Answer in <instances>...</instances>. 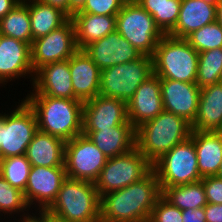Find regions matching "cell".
<instances>
[{
    "mask_svg": "<svg viewBox=\"0 0 222 222\" xmlns=\"http://www.w3.org/2000/svg\"><path fill=\"white\" fill-rule=\"evenodd\" d=\"M29 213L27 212L26 214L24 213L23 215H22V217L23 218H19V220L21 219V221H19V222H30V217L32 216V215H28ZM25 215V216H24Z\"/></svg>",
    "mask_w": 222,
    "mask_h": 222,
    "instance_id": "obj_45",
    "label": "cell"
},
{
    "mask_svg": "<svg viewBox=\"0 0 222 222\" xmlns=\"http://www.w3.org/2000/svg\"><path fill=\"white\" fill-rule=\"evenodd\" d=\"M185 39L198 53L222 48V27L214 21L193 31Z\"/></svg>",
    "mask_w": 222,
    "mask_h": 222,
    "instance_id": "obj_33",
    "label": "cell"
},
{
    "mask_svg": "<svg viewBox=\"0 0 222 222\" xmlns=\"http://www.w3.org/2000/svg\"><path fill=\"white\" fill-rule=\"evenodd\" d=\"M153 74L152 57L146 55L105 68L100 70L99 95L128 103L138 87Z\"/></svg>",
    "mask_w": 222,
    "mask_h": 222,
    "instance_id": "obj_7",
    "label": "cell"
},
{
    "mask_svg": "<svg viewBox=\"0 0 222 222\" xmlns=\"http://www.w3.org/2000/svg\"><path fill=\"white\" fill-rule=\"evenodd\" d=\"M216 176L222 179V162H221L219 171H218V173L216 174Z\"/></svg>",
    "mask_w": 222,
    "mask_h": 222,
    "instance_id": "obj_47",
    "label": "cell"
},
{
    "mask_svg": "<svg viewBox=\"0 0 222 222\" xmlns=\"http://www.w3.org/2000/svg\"><path fill=\"white\" fill-rule=\"evenodd\" d=\"M33 73V74H32ZM31 64V46L21 40L0 34V83L26 77L34 78Z\"/></svg>",
    "mask_w": 222,
    "mask_h": 222,
    "instance_id": "obj_19",
    "label": "cell"
},
{
    "mask_svg": "<svg viewBox=\"0 0 222 222\" xmlns=\"http://www.w3.org/2000/svg\"><path fill=\"white\" fill-rule=\"evenodd\" d=\"M40 2L61 9L69 16V0H39Z\"/></svg>",
    "mask_w": 222,
    "mask_h": 222,
    "instance_id": "obj_41",
    "label": "cell"
},
{
    "mask_svg": "<svg viewBox=\"0 0 222 222\" xmlns=\"http://www.w3.org/2000/svg\"><path fill=\"white\" fill-rule=\"evenodd\" d=\"M107 159L84 134L77 135L65 144L64 166L68 178L95 183Z\"/></svg>",
    "mask_w": 222,
    "mask_h": 222,
    "instance_id": "obj_11",
    "label": "cell"
},
{
    "mask_svg": "<svg viewBox=\"0 0 222 222\" xmlns=\"http://www.w3.org/2000/svg\"><path fill=\"white\" fill-rule=\"evenodd\" d=\"M77 51L75 26L70 18L58 29L33 40L31 45L33 71L48 63L67 60Z\"/></svg>",
    "mask_w": 222,
    "mask_h": 222,
    "instance_id": "obj_12",
    "label": "cell"
},
{
    "mask_svg": "<svg viewBox=\"0 0 222 222\" xmlns=\"http://www.w3.org/2000/svg\"><path fill=\"white\" fill-rule=\"evenodd\" d=\"M47 210L69 222H100V196L95 183L67 177Z\"/></svg>",
    "mask_w": 222,
    "mask_h": 222,
    "instance_id": "obj_5",
    "label": "cell"
},
{
    "mask_svg": "<svg viewBox=\"0 0 222 222\" xmlns=\"http://www.w3.org/2000/svg\"><path fill=\"white\" fill-rule=\"evenodd\" d=\"M108 157L123 155L136 147V129L124 123L98 131H82Z\"/></svg>",
    "mask_w": 222,
    "mask_h": 222,
    "instance_id": "obj_21",
    "label": "cell"
},
{
    "mask_svg": "<svg viewBox=\"0 0 222 222\" xmlns=\"http://www.w3.org/2000/svg\"><path fill=\"white\" fill-rule=\"evenodd\" d=\"M24 100L35 112L38 130L65 142L82 134L84 102L81 100L50 96H27Z\"/></svg>",
    "mask_w": 222,
    "mask_h": 222,
    "instance_id": "obj_2",
    "label": "cell"
},
{
    "mask_svg": "<svg viewBox=\"0 0 222 222\" xmlns=\"http://www.w3.org/2000/svg\"><path fill=\"white\" fill-rule=\"evenodd\" d=\"M116 31L140 53L150 57L164 36L154 18L135 0H128L117 14Z\"/></svg>",
    "mask_w": 222,
    "mask_h": 222,
    "instance_id": "obj_6",
    "label": "cell"
},
{
    "mask_svg": "<svg viewBox=\"0 0 222 222\" xmlns=\"http://www.w3.org/2000/svg\"><path fill=\"white\" fill-rule=\"evenodd\" d=\"M163 108L185 118L191 124L197 113L200 90L196 83L160 79Z\"/></svg>",
    "mask_w": 222,
    "mask_h": 222,
    "instance_id": "obj_17",
    "label": "cell"
},
{
    "mask_svg": "<svg viewBox=\"0 0 222 222\" xmlns=\"http://www.w3.org/2000/svg\"><path fill=\"white\" fill-rule=\"evenodd\" d=\"M34 92L27 96H50L79 100L74 96L69 59L48 63L37 69L32 81Z\"/></svg>",
    "mask_w": 222,
    "mask_h": 222,
    "instance_id": "obj_15",
    "label": "cell"
},
{
    "mask_svg": "<svg viewBox=\"0 0 222 222\" xmlns=\"http://www.w3.org/2000/svg\"><path fill=\"white\" fill-rule=\"evenodd\" d=\"M216 21L222 27V0H219L216 5Z\"/></svg>",
    "mask_w": 222,
    "mask_h": 222,
    "instance_id": "obj_44",
    "label": "cell"
},
{
    "mask_svg": "<svg viewBox=\"0 0 222 222\" xmlns=\"http://www.w3.org/2000/svg\"><path fill=\"white\" fill-rule=\"evenodd\" d=\"M28 208V209H27ZM29 207L24 192L14 188L0 175V214L12 215L13 213L24 212L29 210ZM27 209V210H26Z\"/></svg>",
    "mask_w": 222,
    "mask_h": 222,
    "instance_id": "obj_34",
    "label": "cell"
},
{
    "mask_svg": "<svg viewBox=\"0 0 222 222\" xmlns=\"http://www.w3.org/2000/svg\"><path fill=\"white\" fill-rule=\"evenodd\" d=\"M191 132V123L185 118L163 110L136 128V147L153 165L175 145L189 138Z\"/></svg>",
    "mask_w": 222,
    "mask_h": 222,
    "instance_id": "obj_3",
    "label": "cell"
},
{
    "mask_svg": "<svg viewBox=\"0 0 222 222\" xmlns=\"http://www.w3.org/2000/svg\"><path fill=\"white\" fill-rule=\"evenodd\" d=\"M38 216L35 214L32 216L36 222H69L68 220L61 218L47 209H38Z\"/></svg>",
    "mask_w": 222,
    "mask_h": 222,
    "instance_id": "obj_40",
    "label": "cell"
},
{
    "mask_svg": "<svg viewBox=\"0 0 222 222\" xmlns=\"http://www.w3.org/2000/svg\"><path fill=\"white\" fill-rule=\"evenodd\" d=\"M201 177L215 176L222 162V131H192Z\"/></svg>",
    "mask_w": 222,
    "mask_h": 222,
    "instance_id": "obj_23",
    "label": "cell"
},
{
    "mask_svg": "<svg viewBox=\"0 0 222 222\" xmlns=\"http://www.w3.org/2000/svg\"><path fill=\"white\" fill-rule=\"evenodd\" d=\"M128 0H86L83 8L77 13L117 16Z\"/></svg>",
    "mask_w": 222,
    "mask_h": 222,
    "instance_id": "obj_36",
    "label": "cell"
},
{
    "mask_svg": "<svg viewBox=\"0 0 222 222\" xmlns=\"http://www.w3.org/2000/svg\"><path fill=\"white\" fill-rule=\"evenodd\" d=\"M30 222H36V220L31 216L30 217Z\"/></svg>",
    "mask_w": 222,
    "mask_h": 222,
    "instance_id": "obj_48",
    "label": "cell"
},
{
    "mask_svg": "<svg viewBox=\"0 0 222 222\" xmlns=\"http://www.w3.org/2000/svg\"><path fill=\"white\" fill-rule=\"evenodd\" d=\"M182 222H206L204 207L182 210Z\"/></svg>",
    "mask_w": 222,
    "mask_h": 222,
    "instance_id": "obj_39",
    "label": "cell"
},
{
    "mask_svg": "<svg viewBox=\"0 0 222 222\" xmlns=\"http://www.w3.org/2000/svg\"><path fill=\"white\" fill-rule=\"evenodd\" d=\"M24 3L29 9L32 40L58 29L70 19L61 9L39 0H25Z\"/></svg>",
    "mask_w": 222,
    "mask_h": 222,
    "instance_id": "obj_27",
    "label": "cell"
},
{
    "mask_svg": "<svg viewBox=\"0 0 222 222\" xmlns=\"http://www.w3.org/2000/svg\"><path fill=\"white\" fill-rule=\"evenodd\" d=\"M37 130L35 112L24 99L10 114L0 113V159L24 155Z\"/></svg>",
    "mask_w": 222,
    "mask_h": 222,
    "instance_id": "obj_9",
    "label": "cell"
},
{
    "mask_svg": "<svg viewBox=\"0 0 222 222\" xmlns=\"http://www.w3.org/2000/svg\"><path fill=\"white\" fill-rule=\"evenodd\" d=\"M204 212L206 222H222V204L207 203Z\"/></svg>",
    "mask_w": 222,
    "mask_h": 222,
    "instance_id": "obj_38",
    "label": "cell"
},
{
    "mask_svg": "<svg viewBox=\"0 0 222 222\" xmlns=\"http://www.w3.org/2000/svg\"><path fill=\"white\" fill-rule=\"evenodd\" d=\"M161 191L165 187L188 184L202 179L191 137L175 145L153 164Z\"/></svg>",
    "mask_w": 222,
    "mask_h": 222,
    "instance_id": "obj_10",
    "label": "cell"
},
{
    "mask_svg": "<svg viewBox=\"0 0 222 222\" xmlns=\"http://www.w3.org/2000/svg\"><path fill=\"white\" fill-rule=\"evenodd\" d=\"M65 144L64 140L37 130L25 155L31 166H64Z\"/></svg>",
    "mask_w": 222,
    "mask_h": 222,
    "instance_id": "obj_25",
    "label": "cell"
},
{
    "mask_svg": "<svg viewBox=\"0 0 222 222\" xmlns=\"http://www.w3.org/2000/svg\"><path fill=\"white\" fill-rule=\"evenodd\" d=\"M71 19L75 26L78 50L116 30V16L75 13Z\"/></svg>",
    "mask_w": 222,
    "mask_h": 222,
    "instance_id": "obj_26",
    "label": "cell"
},
{
    "mask_svg": "<svg viewBox=\"0 0 222 222\" xmlns=\"http://www.w3.org/2000/svg\"><path fill=\"white\" fill-rule=\"evenodd\" d=\"M199 53L185 38L164 35L152 55L153 73L160 79L195 83Z\"/></svg>",
    "mask_w": 222,
    "mask_h": 222,
    "instance_id": "obj_4",
    "label": "cell"
},
{
    "mask_svg": "<svg viewBox=\"0 0 222 222\" xmlns=\"http://www.w3.org/2000/svg\"><path fill=\"white\" fill-rule=\"evenodd\" d=\"M162 195L157 174L100 197V222H148Z\"/></svg>",
    "mask_w": 222,
    "mask_h": 222,
    "instance_id": "obj_1",
    "label": "cell"
},
{
    "mask_svg": "<svg viewBox=\"0 0 222 222\" xmlns=\"http://www.w3.org/2000/svg\"><path fill=\"white\" fill-rule=\"evenodd\" d=\"M153 170V165L137 147L131 151L111 157L95 182L98 195L120 190L145 178Z\"/></svg>",
    "mask_w": 222,
    "mask_h": 222,
    "instance_id": "obj_8",
    "label": "cell"
},
{
    "mask_svg": "<svg viewBox=\"0 0 222 222\" xmlns=\"http://www.w3.org/2000/svg\"><path fill=\"white\" fill-rule=\"evenodd\" d=\"M148 222H182V210L161 195L156 201Z\"/></svg>",
    "mask_w": 222,
    "mask_h": 222,
    "instance_id": "obj_35",
    "label": "cell"
},
{
    "mask_svg": "<svg viewBox=\"0 0 222 222\" xmlns=\"http://www.w3.org/2000/svg\"><path fill=\"white\" fill-rule=\"evenodd\" d=\"M203 1L213 4V5H217V3L219 2V0H203Z\"/></svg>",
    "mask_w": 222,
    "mask_h": 222,
    "instance_id": "obj_46",
    "label": "cell"
},
{
    "mask_svg": "<svg viewBox=\"0 0 222 222\" xmlns=\"http://www.w3.org/2000/svg\"><path fill=\"white\" fill-rule=\"evenodd\" d=\"M69 69L77 99L85 102L99 95L100 69L83 50L69 58Z\"/></svg>",
    "mask_w": 222,
    "mask_h": 222,
    "instance_id": "obj_20",
    "label": "cell"
},
{
    "mask_svg": "<svg viewBox=\"0 0 222 222\" xmlns=\"http://www.w3.org/2000/svg\"><path fill=\"white\" fill-rule=\"evenodd\" d=\"M216 21V5L203 0H182L175 28L168 34L186 38L193 31Z\"/></svg>",
    "mask_w": 222,
    "mask_h": 222,
    "instance_id": "obj_24",
    "label": "cell"
},
{
    "mask_svg": "<svg viewBox=\"0 0 222 222\" xmlns=\"http://www.w3.org/2000/svg\"><path fill=\"white\" fill-rule=\"evenodd\" d=\"M162 196L181 210L197 209L207 204L202 179L188 184L165 187Z\"/></svg>",
    "mask_w": 222,
    "mask_h": 222,
    "instance_id": "obj_28",
    "label": "cell"
},
{
    "mask_svg": "<svg viewBox=\"0 0 222 222\" xmlns=\"http://www.w3.org/2000/svg\"><path fill=\"white\" fill-rule=\"evenodd\" d=\"M163 110L160 78L153 74L138 87L128 101V120L136 129L146 121L154 119Z\"/></svg>",
    "mask_w": 222,
    "mask_h": 222,
    "instance_id": "obj_18",
    "label": "cell"
},
{
    "mask_svg": "<svg viewBox=\"0 0 222 222\" xmlns=\"http://www.w3.org/2000/svg\"><path fill=\"white\" fill-rule=\"evenodd\" d=\"M222 81V48L199 53L196 84L206 87Z\"/></svg>",
    "mask_w": 222,
    "mask_h": 222,
    "instance_id": "obj_31",
    "label": "cell"
},
{
    "mask_svg": "<svg viewBox=\"0 0 222 222\" xmlns=\"http://www.w3.org/2000/svg\"><path fill=\"white\" fill-rule=\"evenodd\" d=\"M30 169L31 164L25 154L0 159V175L22 192L25 191Z\"/></svg>",
    "mask_w": 222,
    "mask_h": 222,
    "instance_id": "obj_32",
    "label": "cell"
},
{
    "mask_svg": "<svg viewBox=\"0 0 222 222\" xmlns=\"http://www.w3.org/2000/svg\"><path fill=\"white\" fill-rule=\"evenodd\" d=\"M124 123H130L127 103L118 98L98 95L83 104L82 131H98Z\"/></svg>",
    "mask_w": 222,
    "mask_h": 222,
    "instance_id": "obj_14",
    "label": "cell"
},
{
    "mask_svg": "<svg viewBox=\"0 0 222 222\" xmlns=\"http://www.w3.org/2000/svg\"><path fill=\"white\" fill-rule=\"evenodd\" d=\"M86 0H69V17L71 18L75 13L79 12Z\"/></svg>",
    "mask_w": 222,
    "mask_h": 222,
    "instance_id": "obj_43",
    "label": "cell"
},
{
    "mask_svg": "<svg viewBox=\"0 0 222 222\" xmlns=\"http://www.w3.org/2000/svg\"><path fill=\"white\" fill-rule=\"evenodd\" d=\"M17 3V0H0V19L10 12Z\"/></svg>",
    "mask_w": 222,
    "mask_h": 222,
    "instance_id": "obj_42",
    "label": "cell"
},
{
    "mask_svg": "<svg viewBox=\"0 0 222 222\" xmlns=\"http://www.w3.org/2000/svg\"><path fill=\"white\" fill-rule=\"evenodd\" d=\"M100 70L139 59L143 54L116 30L82 49Z\"/></svg>",
    "mask_w": 222,
    "mask_h": 222,
    "instance_id": "obj_16",
    "label": "cell"
},
{
    "mask_svg": "<svg viewBox=\"0 0 222 222\" xmlns=\"http://www.w3.org/2000/svg\"><path fill=\"white\" fill-rule=\"evenodd\" d=\"M155 21L164 35L176 26L182 0H135Z\"/></svg>",
    "mask_w": 222,
    "mask_h": 222,
    "instance_id": "obj_30",
    "label": "cell"
},
{
    "mask_svg": "<svg viewBox=\"0 0 222 222\" xmlns=\"http://www.w3.org/2000/svg\"><path fill=\"white\" fill-rule=\"evenodd\" d=\"M66 178L65 166H31L24 191L29 207L38 203L39 209H48Z\"/></svg>",
    "mask_w": 222,
    "mask_h": 222,
    "instance_id": "obj_13",
    "label": "cell"
},
{
    "mask_svg": "<svg viewBox=\"0 0 222 222\" xmlns=\"http://www.w3.org/2000/svg\"><path fill=\"white\" fill-rule=\"evenodd\" d=\"M0 34L32 45L29 9L24 2H18L10 12L0 19Z\"/></svg>",
    "mask_w": 222,
    "mask_h": 222,
    "instance_id": "obj_29",
    "label": "cell"
},
{
    "mask_svg": "<svg viewBox=\"0 0 222 222\" xmlns=\"http://www.w3.org/2000/svg\"><path fill=\"white\" fill-rule=\"evenodd\" d=\"M207 203L222 204V179L215 176L202 177Z\"/></svg>",
    "mask_w": 222,
    "mask_h": 222,
    "instance_id": "obj_37",
    "label": "cell"
},
{
    "mask_svg": "<svg viewBox=\"0 0 222 222\" xmlns=\"http://www.w3.org/2000/svg\"><path fill=\"white\" fill-rule=\"evenodd\" d=\"M192 131H222V81L201 88Z\"/></svg>",
    "mask_w": 222,
    "mask_h": 222,
    "instance_id": "obj_22",
    "label": "cell"
}]
</instances>
